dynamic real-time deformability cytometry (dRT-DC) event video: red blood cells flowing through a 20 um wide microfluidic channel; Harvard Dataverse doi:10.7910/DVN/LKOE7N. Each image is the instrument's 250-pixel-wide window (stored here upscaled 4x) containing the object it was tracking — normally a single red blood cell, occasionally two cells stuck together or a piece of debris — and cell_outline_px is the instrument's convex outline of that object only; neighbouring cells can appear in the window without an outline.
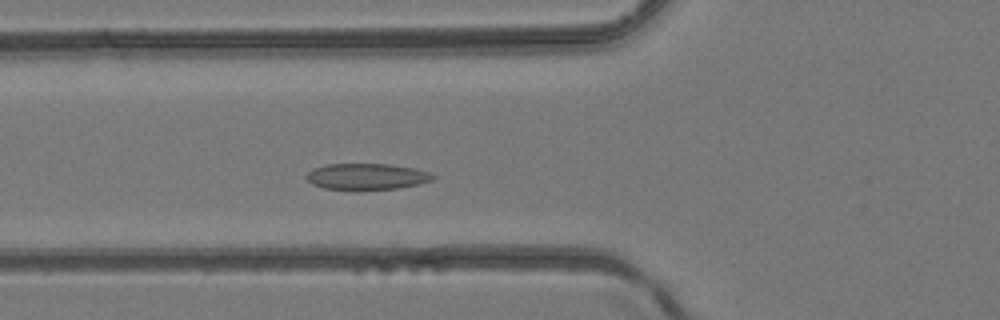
{"species": "common noctule bat (a hibernating species)", "species_latin": "Nyctalus noctula", "temperature_condition": "room temperature", "stored_images_in_passage": 34, "camera_frame_rate_fps": 3000, "um_per_image_px": 0.085, "animal": {"sex": "female", "body_mass_g": 24.6, "forearm_length_mm": 56.2}, "frame": {"image": 1, "passage_image": 8, "time_ms": 2.333, "image_size_px": [1000, 320], "cell_outline_px": [[436, 176], [432, 180], [420, 184], [396, 188], [324, 188], [312, 184], [304, 176], [312, 168], [324, 164], [388, 164], [412, 168], [428, 172]], "centroid_in_image_um": [31.14, 14.98], "position_along_channel_um": 94.7, "area_um2": 18.84}}
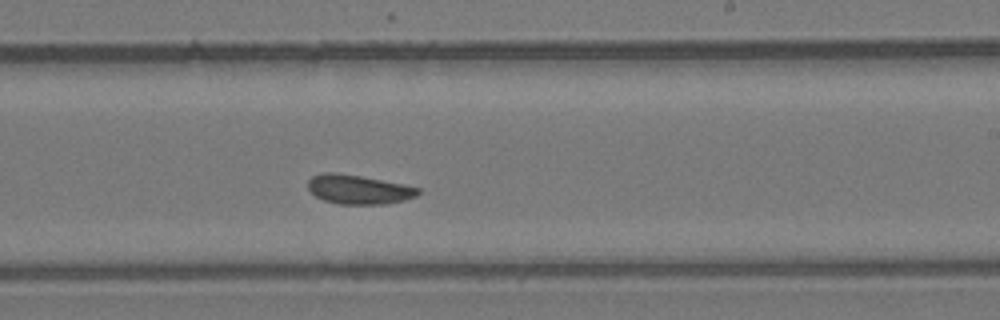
{"frame": {"image": 2, "passage_image": 18, "time_ms": 5.667, "image_size_px": [1000, 320], "cell_outline_px": [[420, 192], [416, 196], [404, 200], [384, 204], [340, 204], [324, 200], [316, 196], [308, 188], [308, 180], [312, 176], [324, 172], [336, 172], [360, 176], [420, 188]], "centroid_in_image_um": [30.45, 16.1], "position_along_channel_um": 258.5, "area_um2": 18.5}}
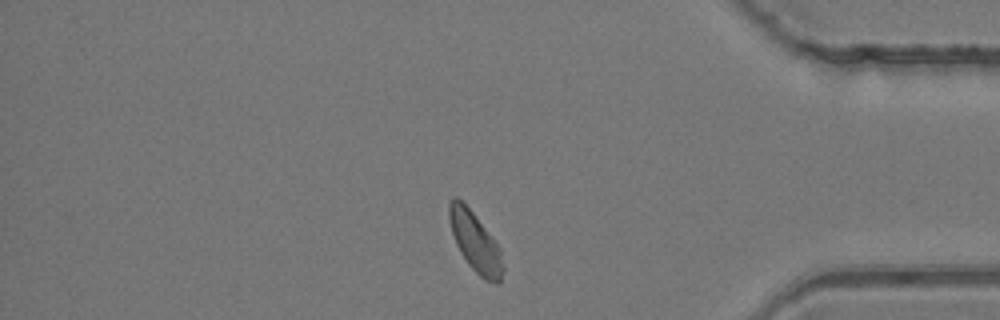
{"frame": {"image": 3, "passage_image": 28, "time_ms": 9.0, "image_size_px": [1000, 320], "cell_outline_px": [[504, 272], [500, 284], [496, 284], [484, 280], [468, 264], [460, 252], [456, 244], [448, 220], [448, 204], [456, 196], [472, 212], [500, 248], [504, 268]], "centroid_in_image_um": [40.41, 20.64], "position_along_channel_um": 394.8, "area_um2": 18.5}}